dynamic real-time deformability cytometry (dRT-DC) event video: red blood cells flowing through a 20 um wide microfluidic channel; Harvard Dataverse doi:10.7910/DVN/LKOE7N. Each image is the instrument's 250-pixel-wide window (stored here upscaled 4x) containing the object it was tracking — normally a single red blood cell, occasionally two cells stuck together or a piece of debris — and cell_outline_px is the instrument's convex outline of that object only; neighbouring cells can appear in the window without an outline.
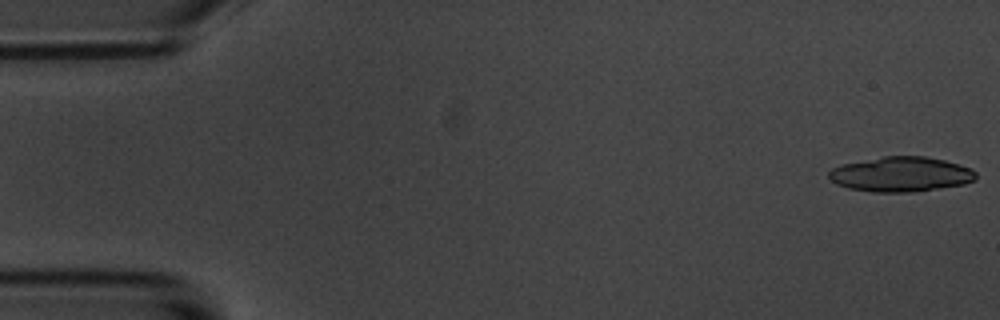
{"species": "common noctule bat (a hibernating species)", "species_latin": "Nyctalus noctula", "temperature_condition": "room temperature", "stored_images_in_passage": 5, "camera_frame_rate_fps": 3000, "um_per_image_px": 0.085, "animal": {"sex": "male", "body_mass_g": 20.1, "forearm_length_mm": 53.5}, "frame": {"image": 1, "passage_image": 1, "time_ms": 0.0, "image_size_px": [1000, 320], "cell_outline_px": [[976, 180], [964, 184], [912, 192], [872, 192], [848, 188], [836, 184], [828, 176], [828, 172], [832, 168], [840, 164], [884, 156], [924, 156], [944, 160], [972, 168], [976, 172]], "centroid_in_image_um": [76.57, 14.81], "position_along_channel_um": 8.4, "area_um2": 30.0}}